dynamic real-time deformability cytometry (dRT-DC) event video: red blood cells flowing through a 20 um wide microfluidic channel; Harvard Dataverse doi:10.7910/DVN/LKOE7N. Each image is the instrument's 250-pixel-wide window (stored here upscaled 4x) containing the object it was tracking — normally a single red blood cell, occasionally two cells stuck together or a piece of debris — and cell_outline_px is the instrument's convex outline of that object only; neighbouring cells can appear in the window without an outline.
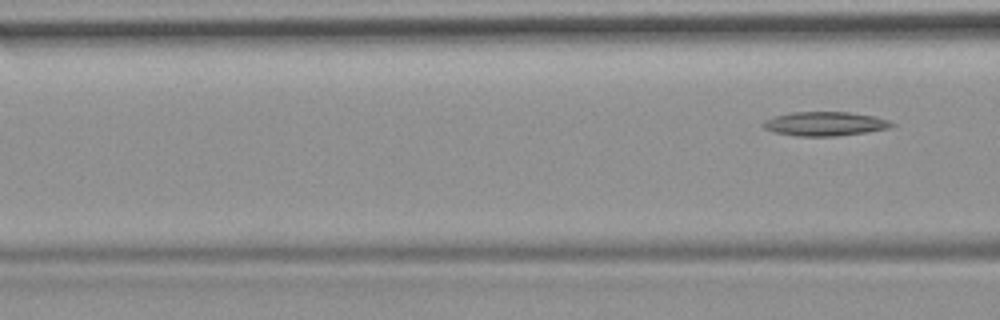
{"species": "common noctule bat (a hibernating species)", "species_latin": "Nyctalus noctula", "temperature_condition": "room temperature", "stored_images_in_passage": 7, "segment_of_instrument_passage": [2, 2], "camera_frame_rate_fps": 3000, "um_per_image_px": 0.085, "animal": {"sex": "female", "body_mass_g": 19.9}, "frame": {"image": 1, "passage_image": 7, "time_ms": 7.0, "image_size_px": [1000, 320], "cell_outline_px": [[896, 124], [892, 128], [836, 136], [796, 136], [776, 132], [764, 128], [760, 124], [764, 120], [776, 116], [792, 112], [848, 112], [876, 116], [888, 120]], "centroid_in_image_um": [70.14, 10.52], "position_along_channel_um": 96.5, "area_um2": 18.03}}